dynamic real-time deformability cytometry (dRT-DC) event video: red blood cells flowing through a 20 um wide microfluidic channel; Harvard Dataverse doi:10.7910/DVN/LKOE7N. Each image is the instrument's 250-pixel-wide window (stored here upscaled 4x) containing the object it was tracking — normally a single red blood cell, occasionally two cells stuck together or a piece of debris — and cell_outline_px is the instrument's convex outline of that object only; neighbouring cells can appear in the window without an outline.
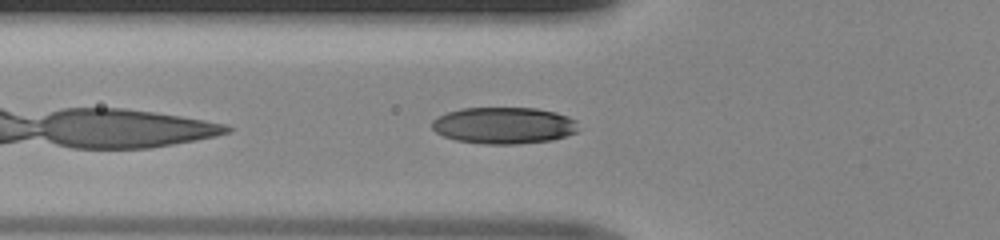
{"species": "human", "species_latin": "Homo sapiens", "temperature_condition": "room temperature", "stored_images_in_passage": 30, "camera_frame_rate_fps": 3000, "um_per_image_px": 0.085, "donor": {"sex": "male"}, "frame": {"image": 1, "passage_image": 4, "time_ms": 1.0, "image_size_px": [1000, 240], "cell_outline_px": [[576, 132], [552, 140], [516, 144], [484, 144], [456, 140], [444, 136], [436, 132], [432, 128], [432, 120], [448, 112], [460, 108], [536, 108], [556, 112], [568, 116], [576, 120]], "centroid_in_image_um": [42.82, 10.66], "position_along_channel_um": 83.0, "area_um2": 31.15}}
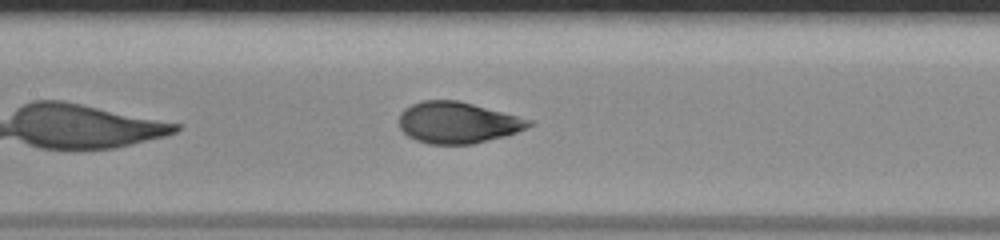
{"frame": {"image": 2, "passage_image": 10, "time_ms": 3.0, "image_size_px": [1000, 240], "cell_outline_px": [[536, 124], [516, 132], [504, 136], [472, 144], [428, 144], [416, 140], [408, 136], [400, 128], [400, 112], [404, 108], [420, 100], [456, 100], [472, 104], [532, 120]], "centroid_in_image_um": [38.88, 10.42], "position_along_channel_um": 168.5, "area_um2": 31.1}}
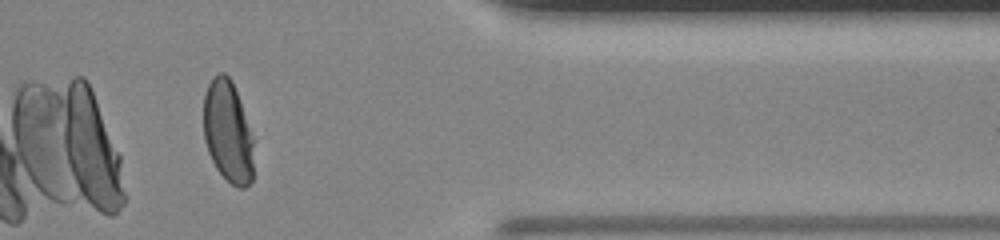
{"frame": {"image": 3, "passage_image": 27, "time_ms": 8.667, "image_size_px": [1000, 240], "cell_outline_px": [[256, 140], [252, 180], [244, 188], [240, 188], [232, 184], [216, 168], [208, 152], [204, 140], [204, 96], [208, 84], [212, 76], [220, 72], [224, 72], [232, 80]], "centroid_in_image_um": [19.41, 11.19], "position_along_channel_um": 392.0, "area_um2": 30.52}}